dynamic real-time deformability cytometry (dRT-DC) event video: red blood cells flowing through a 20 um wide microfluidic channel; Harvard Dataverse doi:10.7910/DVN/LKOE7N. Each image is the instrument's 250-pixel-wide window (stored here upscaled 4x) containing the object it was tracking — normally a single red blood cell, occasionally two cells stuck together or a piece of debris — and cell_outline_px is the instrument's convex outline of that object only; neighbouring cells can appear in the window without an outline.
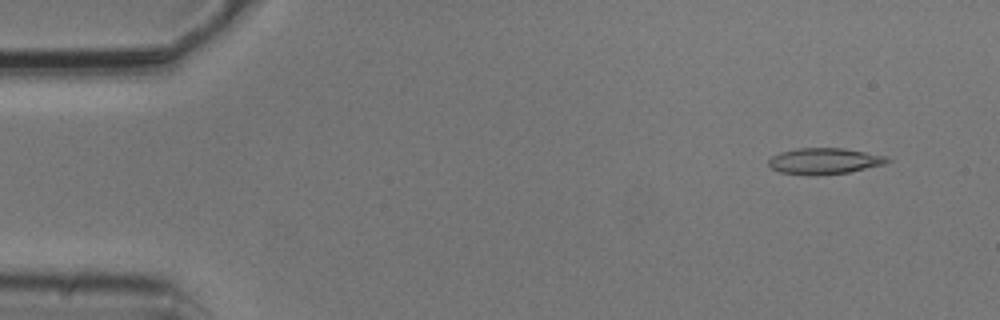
{"species": "common noctule bat (a hibernating species)", "species_latin": "Nyctalus noctula", "temperature_condition": "cold", "stored_images_in_passage": 5, "camera_frame_rate_fps": 3000, "um_per_image_px": 0.085, "animal": {"sex": "male", "body_mass_g": 20.5, "forearm_length_mm": 52.5}, "frame": {"image": 1, "passage_image": 2, "time_ms": 0.333, "image_size_px": [1000, 320], "cell_outline_px": [[892, 160], [884, 164], [848, 172], [780, 172], [772, 168], [768, 164], [768, 160], [772, 156], [780, 152], [796, 148], [844, 148], [888, 156]], "centroid_in_image_um": [70.12, 13.62], "position_along_channel_um": 14.9, "area_um2": 17.17}}
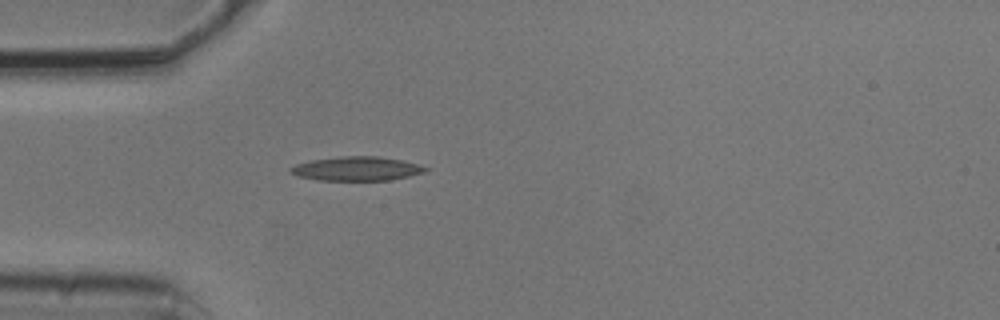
{"frame": {"image": 2, "passage_image": 5, "time_ms": 1.333, "image_size_px": [1000, 320], "cell_outline_px": [[432, 168], [424, 172], [408, 176], [388, 180], [316, 180], [296, 176], [288, 168], [296, 164], [312, 160], [340, 156], [376, 156], [400, 160]], "centroid_in_image_um": [30.29, 14.34], "position_along_channel_um": 54.7, "area_um2": 18.79}}